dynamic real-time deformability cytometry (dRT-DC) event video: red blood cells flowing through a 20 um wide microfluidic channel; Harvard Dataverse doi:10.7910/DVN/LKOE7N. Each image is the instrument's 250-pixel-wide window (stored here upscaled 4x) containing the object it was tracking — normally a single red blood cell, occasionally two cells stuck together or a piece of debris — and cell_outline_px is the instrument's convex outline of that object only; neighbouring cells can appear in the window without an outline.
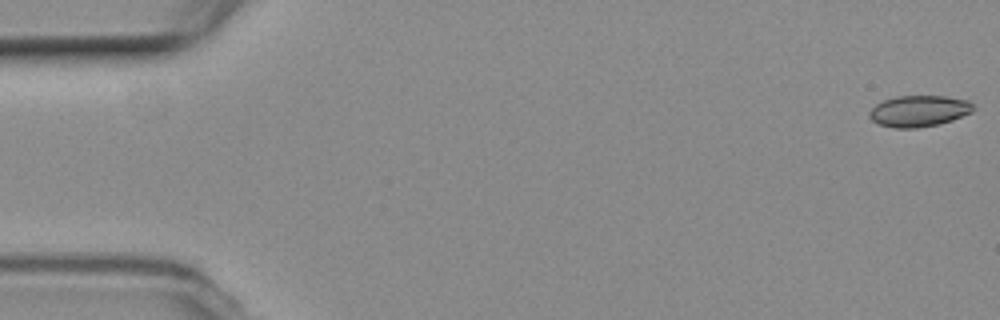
{"species": "common noctule bat (a hibernating species)", "species_latin": "Nyctalus noctula", "temperature_condition": "room temperature", "stored_images_in_passage": 8, "camera_frame_rate_fps": 3000, "um_per_image_px": 0.085, "animal": {"sex": "female", "body_mass_g": 19.3, "forearm_length_mm": 54.1}, "frame": {"image": 1, "passage_image": 1, "time_ms": 0.0, "image_size_px": [1000, 320], "cell_outline_px": [[976, 108], [972, 112], [952, 120], [940, 124], [916, 128], [892, 128], [880, 124], [872, 120], [868, 116], [868, 112], [876, 104], [884, 100], [896, 96], [944, 96], [968, 100]], "centroid_in_image_um": [78.11, 9.44], "position_along_channel_um": 6.9, "area_um2": 19.02}}
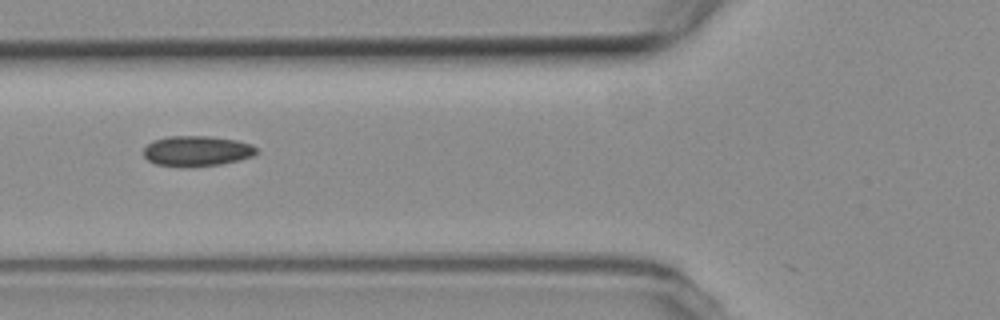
{"frame": {"image": 2, "passage_image": 7, "time_ms": 7.0, "image_size_px": [1000, 320], "cell_outline_px": [[260, 152], [252, 156], [240, 160], [220, 164], [192, 168], [180, 168], [156, 164], [148, 160], [144, 156], [144, 148], [148, 144], [156, 140], [168, 136], [208, 136], [236, 140], [252, 144]], "centroid_in_image_um": [16.75, 12.86], "position_along_channel_um": 109.1, "area_um2": 20.29}}
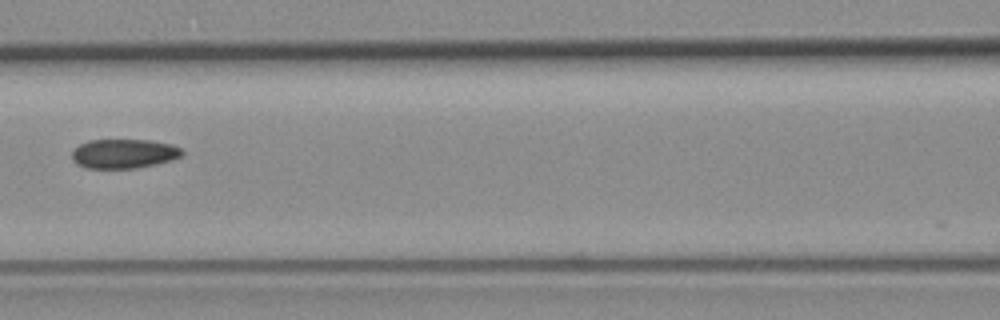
{"frame": {"image": 3, "passage_image": 8, "time_ms": 8.333, "image_size_px": [1000, 320], "cell_outline_px": [[184, 156], [172, 160], [156, 164], [136, 168], [84, 168], [76, 164], [72, 160], [72, 152], [80, 144], [88, 140], [152, 140], [172, 144], [180, 148], [184, 152]], "centroid_in_image_um": [10.55, 13.06], "position_along_channel_um": 156.1, "area_um2": 19.02}}